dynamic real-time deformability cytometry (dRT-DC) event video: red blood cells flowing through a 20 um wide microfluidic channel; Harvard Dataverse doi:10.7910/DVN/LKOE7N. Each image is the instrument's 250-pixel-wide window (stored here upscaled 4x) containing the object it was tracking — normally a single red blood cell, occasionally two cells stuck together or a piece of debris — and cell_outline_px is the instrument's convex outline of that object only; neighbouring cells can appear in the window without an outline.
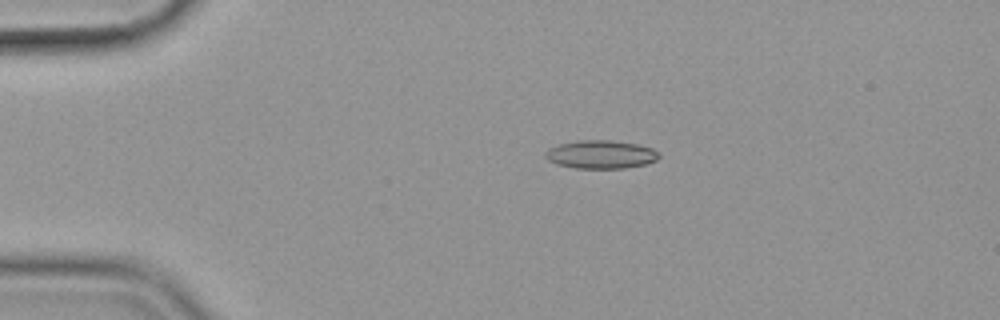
{"species": "common noctule bat (a hibernating species)", "species_latin": "Nyctalus noctula", "temperature_condition": "cold", "stored_images_in_passage": 45, "camera_frame_rate_fps": 3000, "um_per_image_px": 0.085, "animal": {"sex": "female", "body_mass_g": 19.9}, "frame": {"image": 1, "passage_image": 1, "time_ms": 0.0, "image_size_px": [1000, 320], "cell_outline_px": [[660, 156], [656, 160], [644, 164], [624, 168], [576, 168], [556, 164], [548, 160], [544, 156], [544, 152], [548, 148], [560, 144], [580, 140], [612, 140], [636, 144], [652, 148], [660, 152]], "centroid_in_image_um": [51.06, 13.12], "position_along_channel_um": 33.9, "area_um2": 18.73}}
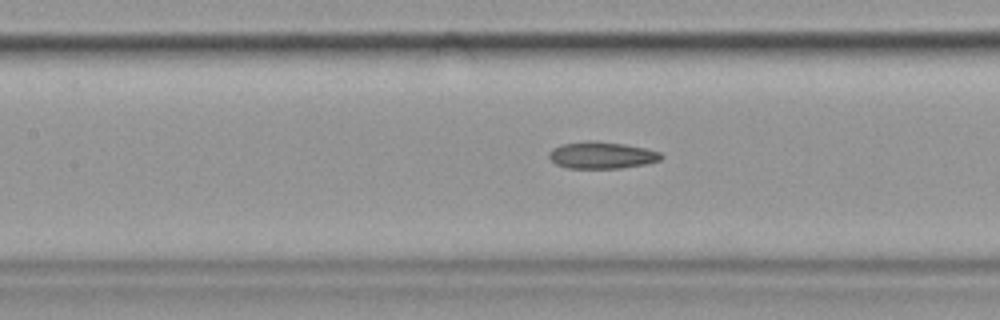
{"frame": {"image": 2, "passage_image": 15, "time_ms": 4.667, "image_size_px": [1000, 320], "cell_outline_px": [[664, 156], [660, 160], [648, 164], [620, 168], [568, 168], [556, 164], [548, 156], [548, 152], [552, 148], [564, 144], [588, 140], [596, 140], [624, 144], [644, 148], [660, 152]], "centroid_in_image_um": [51.16, 13.19], "position_along_channel_um": 156.2, "area_um2": 17.63}}
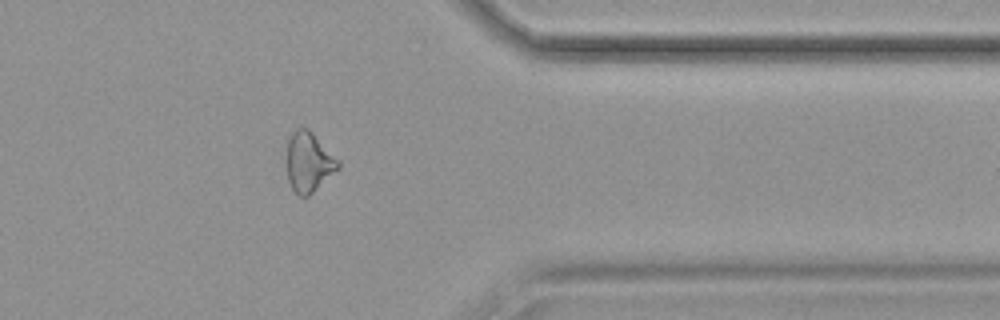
{"frame": {"image": 3, "passage_image": 35, "time_ms": 11.333, "image_size_px": [1000, 320], "cell_outline_px": [[340, 168], [308, 196], [300, 196], [292, 188], [288, 180], [284, 160], [288, 140], [292, 132], [296, 128], [308, 128], [340, 160]], "centroid_in_image_um": [26.21, 13.76], "position_along_channel_um": 385.2, "area_um2": 18.32}, "authors_computed_cell_mechanics": {"area_um2": 18.207, "velocity_mm_per_s": 3.6079, "shape_relaxation_time_tau1_ms": null, "shape_relaxation_time_tau2_ms": 6.5447, "deformation_change_tau1": null, "deformation_change_tau2": 0.1559}}